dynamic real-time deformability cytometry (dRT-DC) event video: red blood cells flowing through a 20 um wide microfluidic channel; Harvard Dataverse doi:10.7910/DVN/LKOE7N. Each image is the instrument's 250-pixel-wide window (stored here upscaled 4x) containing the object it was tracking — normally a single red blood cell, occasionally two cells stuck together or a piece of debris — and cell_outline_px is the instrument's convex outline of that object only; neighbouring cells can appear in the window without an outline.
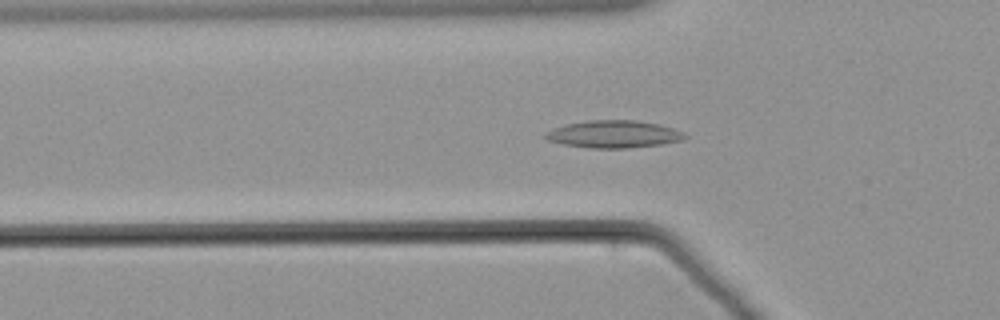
{"species": "common noctule bat (a hibernating species)", "species_latin": "Nyctalus noctula", "temperature_condition": "warm", "stored_images_in_passage": 57, "camera_frame_rate_fps": 3000, "um_per_image_px": 0.085, "animal": {"sex": "male", "body_mass_g": 21.5, "forearm_length_mm": 52.0}, "frame": {"image": 1, "passage_image": 17, "time_ms": 5.333, "image_size_px": [1000, 320], "cell_outline_px": [[688, 136], [680, 140], [660, 144], [628, 148], [592, 148], [564, 144], [548, 140], [544, 136], [544, 132], [568, 124], [588, 120], [636, 120], [660, 124], [684, 132]], "centroid_in_image_um": [52.18, 11.4], "position_along_channel_um": 73.6, "area_um2": 22.02}}
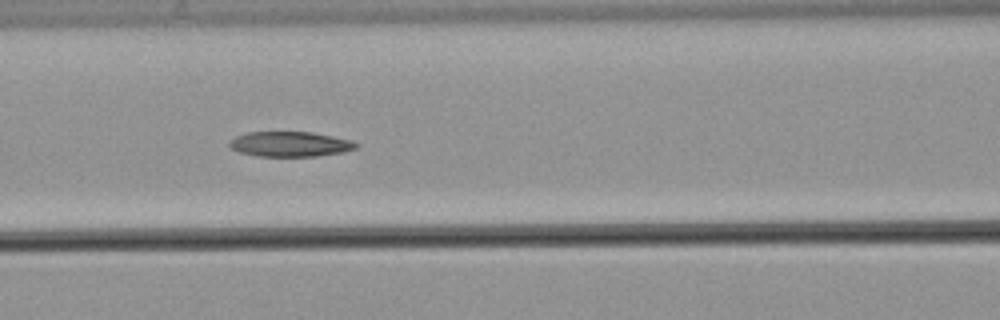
{"frame": {"image": 2, "passage_image": 23, "time_ms": 7.333, "image_size_px": [1000, 320], "cell_outline_px": [[360, 144], [356, 148], [344, 152], [316, 156], [256, 156], [240, 152], [228, 148], [228, 144], [236, 136], [248, 132], [312, 132], [352, 140]], "centroid_in_image_um": [24.67, 12.25], "position_along_channel_um": 141.9, "area_um2": 18.55}}
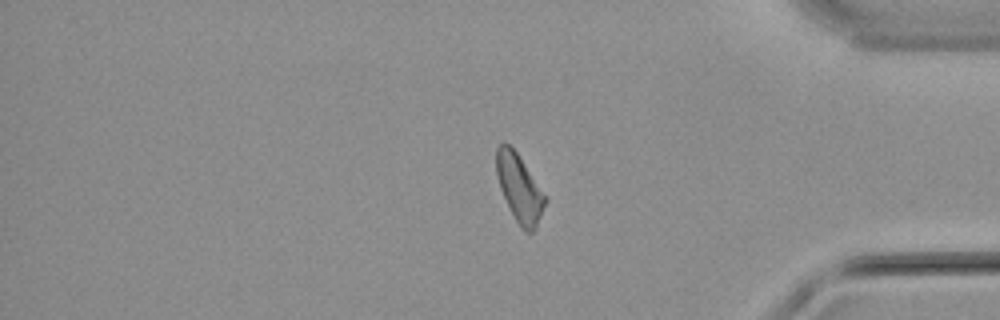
{"frame": {"image": 3, "passage_image": 47, "time_ms": 15.333, "image_size_px": [1000, 320], "cell_outline_px": [[548, 200], [536, 228], [532, 232], [524, 232], [520, 228], [500, 188], [496, 172], [496, 148], [504, 140], [516, 152], [548, 196]], "centroid_in_image_um": [44.19, 16.0], "position_along_channel_um": 391.0, "area_um2": 19.31}}